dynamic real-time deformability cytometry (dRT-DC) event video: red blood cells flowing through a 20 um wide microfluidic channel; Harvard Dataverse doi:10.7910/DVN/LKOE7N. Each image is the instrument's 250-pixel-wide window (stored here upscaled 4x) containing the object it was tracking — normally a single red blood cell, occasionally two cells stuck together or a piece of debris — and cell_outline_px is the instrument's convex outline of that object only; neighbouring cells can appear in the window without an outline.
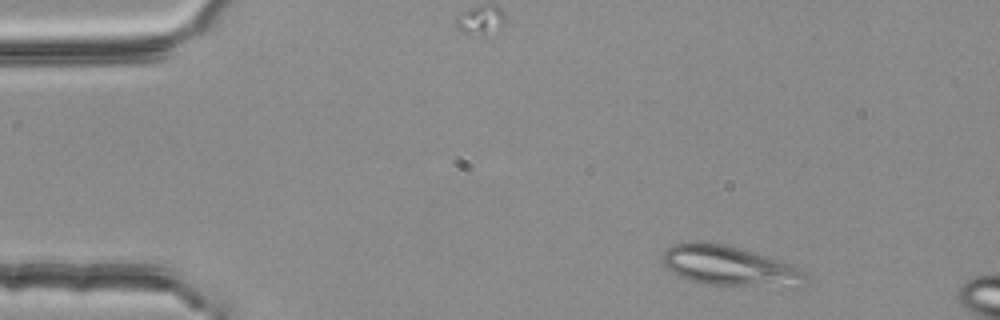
{"species": "common noctule bat (a hibernating species)", "species_latin": "Nyctalus noctula", "temperature_condition": "room temperature", "stored_images_in_passage": 3, "camera_frame_rate_fps": 3000, "um_per_image_px": 0.085, "animal": {"sex": "female", "body_mass_g": 25.1}, "frame": {"image": 1, "passage_image": 1, "time_ms": 0.0, "image_size_px": [1000, 320], "cell_outline_px": [[804, 288], [796, 288], [708, 284], [692, 280], [680, 276], [672, 272], [660, 260], [660, 256], [672, 244], [724, 244], [780, 260], [796, 268], [804, 276]], "centroid_in_image_um": [62.03, 22.65], "position_along_channel_um": 23.0, "area_um2": 32.54}}